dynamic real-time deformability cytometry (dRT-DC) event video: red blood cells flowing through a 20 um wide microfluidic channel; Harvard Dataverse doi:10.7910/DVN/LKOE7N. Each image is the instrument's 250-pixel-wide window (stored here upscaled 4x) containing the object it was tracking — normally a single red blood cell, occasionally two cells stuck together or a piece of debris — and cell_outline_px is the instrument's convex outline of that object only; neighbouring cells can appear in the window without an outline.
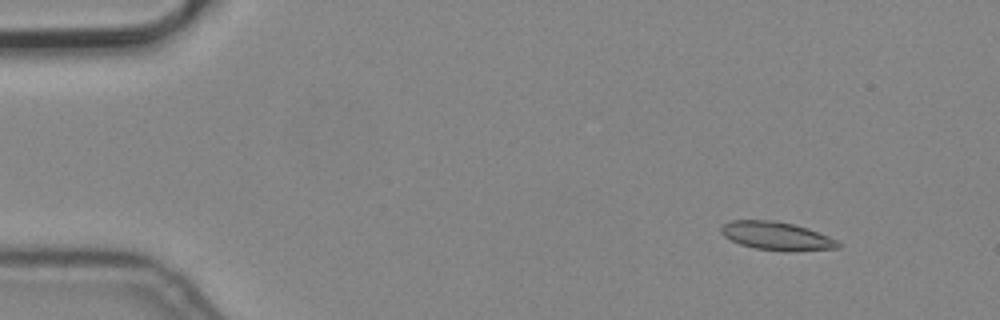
{"species": "common noctule bat (a hibernating species)", "species_latin": "Nyctalus noctula", "temperature_condition": "cold", "stored_images_in_passage": 4, "camera_frame_rate_fps": 3000, "um_per_image_px": 0.085, "animal": {"sex": "male", "body_mass_g": 19.2, "forearm_length_mm": 51.8}, "frame": {"image": 1, "passage_image": 1, "time_ms": 0.0, "image_size_px": [1000, 320], "cell_outline_px": [[840, 248], [788, 252], [784, 252], [756, 248], [740, 244], [724, 236], [720, 232], [720, 228], [724, 224], [732, 220], [776, 220], [808, 228], [828, 236], [836, 240], [840, 244]], "centroid_in_image_um": [66.02, 20.06], "position_along_channel_um": 19.0, "area_um2": 19.36}}
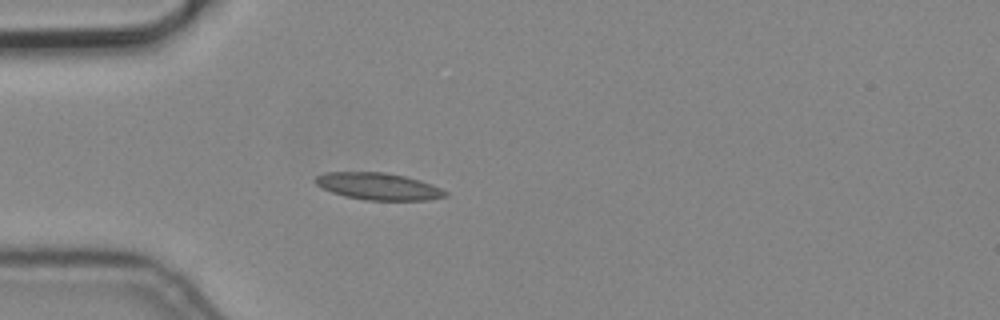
{"frame": {"image": 2, "passage_image": 4, "time_ms": 1.0, "image_size_px": [1000, 320], "cell_outline_px": [[448, 196], [428, 200], [364, 200], [344, 196], [320, 188], [312, 180], [316, 176], [324, 172], [384, 172], [404, 176], [420, 180], [432, 184], [448, 192]], "centroid_in_image_um": [32.13, 15.84], "position_along_channel_um": 52.9, "area_um2": 20.63}}